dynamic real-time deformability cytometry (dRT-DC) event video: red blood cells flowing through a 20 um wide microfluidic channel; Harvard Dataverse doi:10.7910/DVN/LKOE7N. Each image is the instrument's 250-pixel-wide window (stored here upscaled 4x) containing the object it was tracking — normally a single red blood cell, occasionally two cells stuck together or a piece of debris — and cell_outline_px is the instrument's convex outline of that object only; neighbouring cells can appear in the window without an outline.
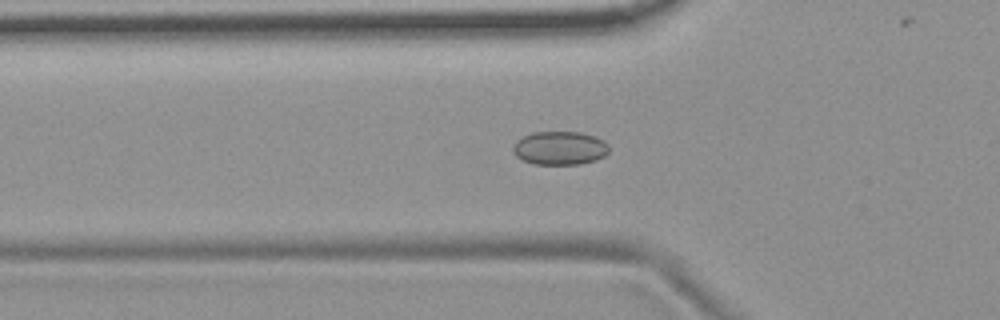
{"species": "common noctule bat (a hibernating species)", "species_latin": "Nyctalus noctula", "temperature_condition": "room temperature", "stored_images_in_passage": 32, "camera_frame_rate_fps": 3000, "um_per_image_px": 0.085, "animal": {"sex": "female", "body_mass_g": 19.9}, "frame": {"image": 1, "passage_image": 4, "time_ms": 1.0, "image_size_px": [1000, 320], "cell_outline_px": [[608, 152], [604, 156], [596, 160], [580, 164], [532, 164], [516, 156], [512, 152], [512, 148], [516, 140], [532, 132], [580, 132], [604, 140], [608, 144]], "centroid_in_image_um": [47.57, 12.59], "position_along_channel_um": 78.2, "area_um2": 18.79}}
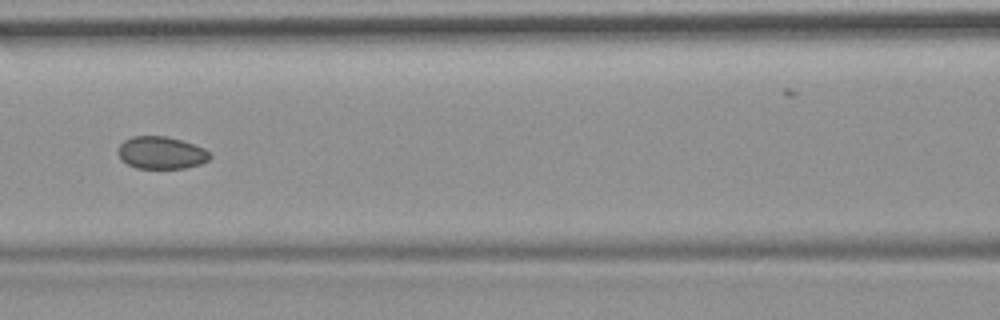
{"frame": {"image": 2, "passage_image": 10, "time_ms": 3.0, "image_size_px": [1000, 320], "cell_outline_px": [[212, 156], [208, 160], [200, 164], [184, 168], [136, 168], [120, 160], [116, 152], [120, 144], [124, 140], [132, 136], [164, 136], [180, 140], [204, 148]], "centroid_in_image_um": [13.66, 12.99], "position_along_channel_um": 152.9, "area_um2": 17.34}}
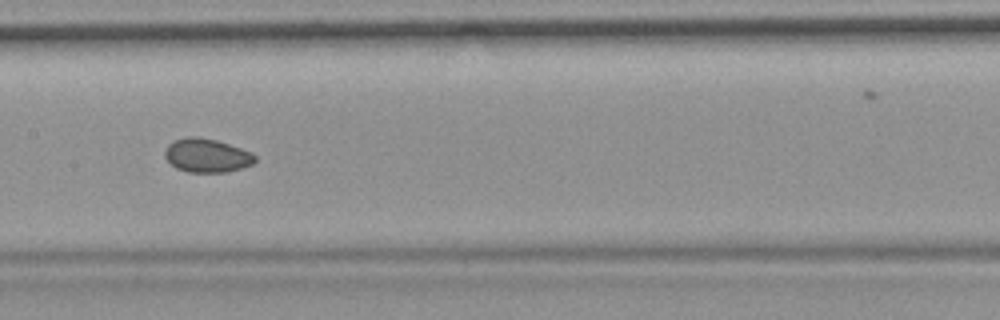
{"frame": {"image": 3, "passage_image": 13, "time_ms": 4.0, "image_size_px": [1000, 320], "cell_outline_px": [[256, 160], [252, 164], [228, 172], [188, 172], [176, 168], [164, 156], [164, 152], [168, 144], [172, 140], [188, 136], [196, 136], [216, 140], [252, 152], [256, 156]], "centroid_in_image_um": [17.56, 13.21], "position_along_channel_um": 189.8, "area_um2": 17.74}, "authors_computed_cell_mechanics": {"area_um2": 17.9469, "velocity_mm_per_s": 3.7122, "shape_relaxation_time_tau1_ms": null, "shape_relaxation_time_tau2_ms": 3.797, "deformation_change_tau1": null, "deformation_change_tau2": 0.0614}}